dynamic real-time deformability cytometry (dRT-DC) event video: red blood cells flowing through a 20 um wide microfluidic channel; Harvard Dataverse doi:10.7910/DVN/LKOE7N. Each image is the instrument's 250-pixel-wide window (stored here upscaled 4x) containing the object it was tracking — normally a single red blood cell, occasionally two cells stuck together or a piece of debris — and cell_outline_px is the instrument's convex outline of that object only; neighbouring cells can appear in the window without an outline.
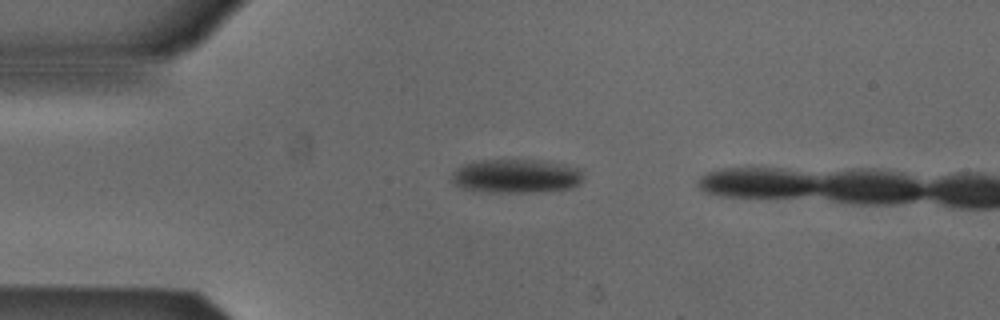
{"species": "Egyptian fruit bat (a non-hibernating species)", "species_latin": "Rousettus aegyptiacus", "temperature_condition": "cold", "stored_images_in_passage": 13, "camera_frame_rate_fps": 3000, "um_per_image_px": 0.085, "animal": {"sex": "male"}, "frame": {"image": 1, "passage_image": 10, "time_ms": 3.0, "image_size_px": [1000, 320], "cell_outline_px": [[584, 180], [580, 184], [572, 188], [544, 192], [488, 192], [460, 188], [452, 184], [452, 172], [456, 168], [464, 164], [476, 160], [540, 160], [564, 164], [584, 168]], "centroid_in_image_um": [43.93, 14.97], "position_along_channel_um": 41.1, "area_um2": 26.7}}